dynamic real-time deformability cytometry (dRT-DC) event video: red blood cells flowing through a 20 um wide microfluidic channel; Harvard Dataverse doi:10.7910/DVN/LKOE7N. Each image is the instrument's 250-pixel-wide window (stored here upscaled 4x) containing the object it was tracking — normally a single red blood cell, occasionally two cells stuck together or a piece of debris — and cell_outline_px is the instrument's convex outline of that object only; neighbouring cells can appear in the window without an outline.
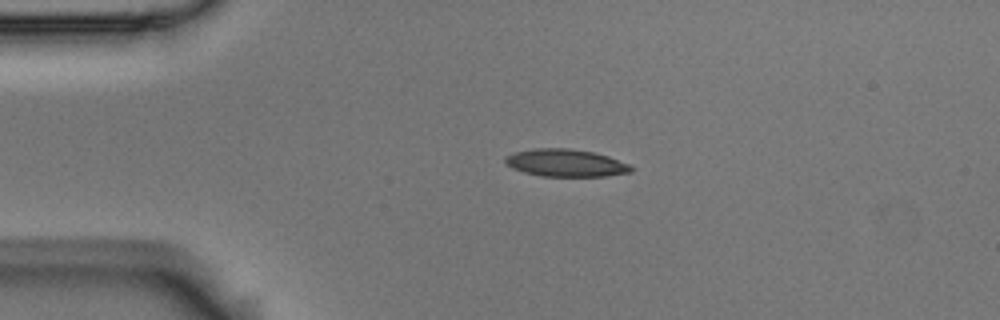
{"species": "Egyptian fruit bat (a non-hibernating species)", "species_latin": "Rousettus aegyptiacus", "temperature_condition": "room temperature", "stored_images_in_passage": 2, "camera_frame_rate_fps": 3000, "um_per_image_px": 0.085, "animal": {"sex": "male"}, "frame": {"image": 1, "passage_image": 1, "time_ms": 0.0, "image_size_px": [1000, 320], "cell_outline_px": [[632, 172], [604, 176], [544, 176], [524, 172], [512, 168], [504, 164], [504, 156], [516, 152], [532, 148], [568, 148], [592, 152], [608, 156], [632, 164]], "centroid_in_image_um": [48.08, 13.84], "position_along_channel_um": 36.9, "area_um2": 20.23}}